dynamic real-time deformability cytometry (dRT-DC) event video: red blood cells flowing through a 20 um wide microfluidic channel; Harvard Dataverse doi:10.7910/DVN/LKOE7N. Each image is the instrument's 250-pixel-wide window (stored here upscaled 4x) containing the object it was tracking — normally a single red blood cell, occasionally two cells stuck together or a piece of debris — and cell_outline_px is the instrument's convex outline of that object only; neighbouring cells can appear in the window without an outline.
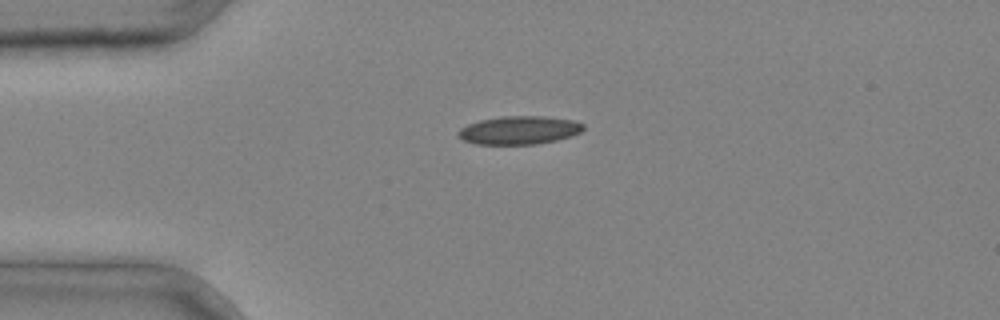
{"species": "common noctule bat (a hibernating species)", "species_latin": "Nyctalus noctula", "temperature_condition": "cold", "stored_images_in_passage": 2, "camera_frame_rate_fps": 3000, "um_per_image_px": 0.085, "animal": {"sex": "male", "body_mass_g": 20.4}, "frame": {"image": 1, "passage_image": 1, "time_ms": 0.0, "image_size_px": [1000, 320], "cell_outline_px": [[584, 128], [580, 132], [572, 136], [556, 140], [536, 144], [476, 144], [464, 140], [456, 136], [456, 132], [460, 128], [468, 124], [480, 120], [500, 116], [544, 116], [572, 120], [584, 124]], "centroid_in_image_um": [44.1, 11.06], "position_along_channel_um": 40.9, "area_um2": 20.69}}